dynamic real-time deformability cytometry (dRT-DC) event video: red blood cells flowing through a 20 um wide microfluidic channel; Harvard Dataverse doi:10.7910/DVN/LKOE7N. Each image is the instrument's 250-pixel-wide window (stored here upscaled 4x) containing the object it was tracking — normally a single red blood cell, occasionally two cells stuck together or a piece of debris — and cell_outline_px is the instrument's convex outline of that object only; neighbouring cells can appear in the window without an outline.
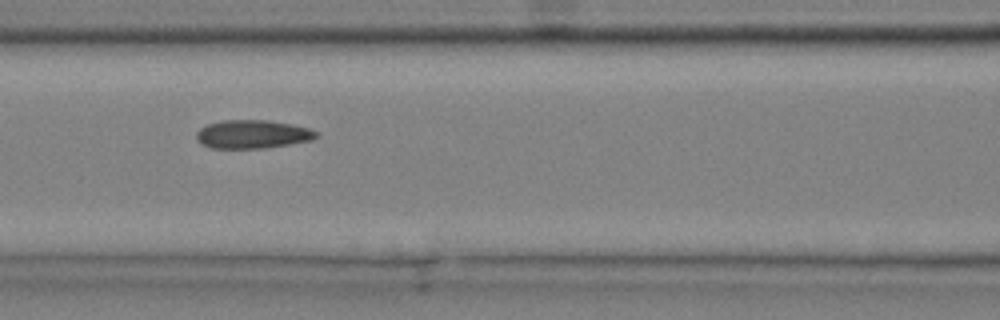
{"species": "common noctule bat (a hibernating species)", "species_latin": "Nyctalus noctula", "temperature_condition": "cold", "stored_images_in_passage": 12, "camera_frame_rate_fps": 3000, "um_per_image_px": 0.085, "animal": {"sex": "male", "body_mass_g": 20.4}, "frame": {"image": 1, "passage_image": 6, "time_ms": 1.667, "image_size_px": [1000, 320], "cell_outline_px": [[320, 136], [312, 140], [264, 148], [212, 148], [200, 144], [196, 140], [196, 132], [200, 128], [208, 124], [220, 120], [268, 120], [292, 124], [308, 128], [316, 132]], "centroid_in_image_um": [21.43, 11.4], "position_along_channel_um": 145.2, "area_um2": 19.94}}